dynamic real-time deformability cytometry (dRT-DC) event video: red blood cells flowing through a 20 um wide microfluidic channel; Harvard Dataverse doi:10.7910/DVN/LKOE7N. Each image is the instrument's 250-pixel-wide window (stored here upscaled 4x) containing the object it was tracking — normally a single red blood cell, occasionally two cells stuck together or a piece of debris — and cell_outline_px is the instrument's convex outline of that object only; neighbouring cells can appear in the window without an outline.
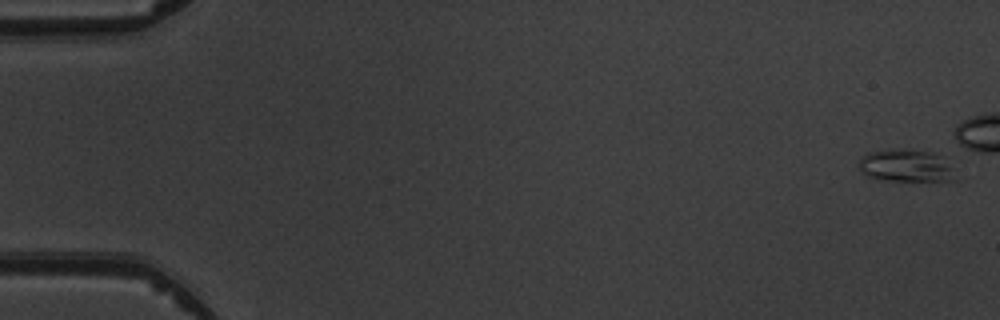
{"species": "common noctule bat (a hibernating species)", "species_latin": "Nyctalus noctula", "temperature_condition": "warm", "stored_images_in_passage": 11, "camera_frame_rate_fps": 3000, "um_per_image_px": 0.085, "animal": {"sex": "male", "body_mass_g": 19.5, "forearm_length_mm": 54.6}, "frame": {"image": 1, "passage_image": 1, "time_ms": 0.0, "image_size_px": [1000, 320], "cell_outline_px": [[960, 180], [888, 180], [868, 176], [856, 168], [860, 160], [868, 152], [892, 148], [912, 148], [936, 152], [944, 156]], "centroid_in_image_um": [77.06, 14.04], "position_along_channel_um": 7.9, "area_um2": 18.79}}
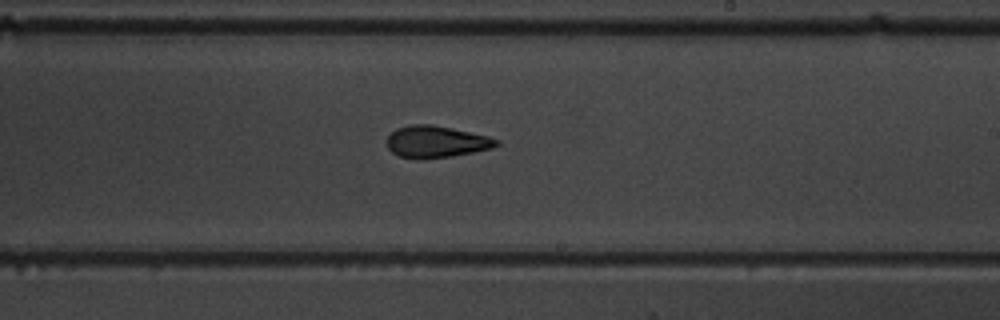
{"frame": {"image": 2, "passage_image": 10, "time_ms": 11.667, "image_size_px": [1000, 320], "cell_outline_px": [[500, 144], [492, 148], [452, 156], [400, 156], [392, 152], [388, 148], [388, 136], [396, 128], [412, 124], [432, 124], [488, 136], [500, 140]], "centroid_in_image_um": [37.12, 12.0], "position_along_channel_um": 251.9, "area_um2": 19.54}}